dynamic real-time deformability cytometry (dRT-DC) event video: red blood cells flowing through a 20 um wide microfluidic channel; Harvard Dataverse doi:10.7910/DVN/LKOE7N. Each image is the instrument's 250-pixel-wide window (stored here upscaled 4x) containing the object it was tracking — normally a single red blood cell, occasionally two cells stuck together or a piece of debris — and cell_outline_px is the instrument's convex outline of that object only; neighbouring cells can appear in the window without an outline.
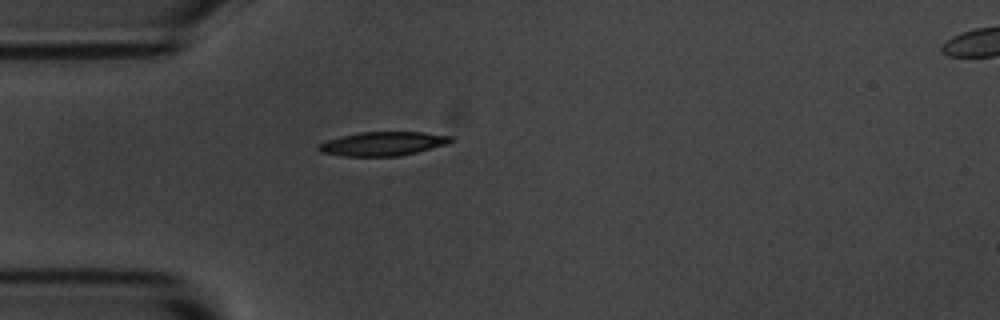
{"species": "common noctule bat (a hibernating species)", "species_latin": "Nyctalus noctula", "temperature_condition": "room temperature", "stored_images_in_passage": 1, "camera_frame_rate_fps": 3000, "um_per_image_px": 0.085, "animal": {"sex": "male", "body_mass_g": 20.1, "forearm_length_mm": 53.5}, "frame": {"image": 1, "passage_image": 1, "time_ms": 0.0, "image_size_px": [1000, 320], "cell_outline_px": [[452, 140], [448, 144], [400, 156], [340, 156], [320, 152], [316, 148], [320, 144], [328, 140], [340, 136], [360, 132], [424, 132], [452, 136]], "centroid_in_image_um": [32.53, 12.22], "position_along_channel_um": 52.5, "area_um2": 18.44}}